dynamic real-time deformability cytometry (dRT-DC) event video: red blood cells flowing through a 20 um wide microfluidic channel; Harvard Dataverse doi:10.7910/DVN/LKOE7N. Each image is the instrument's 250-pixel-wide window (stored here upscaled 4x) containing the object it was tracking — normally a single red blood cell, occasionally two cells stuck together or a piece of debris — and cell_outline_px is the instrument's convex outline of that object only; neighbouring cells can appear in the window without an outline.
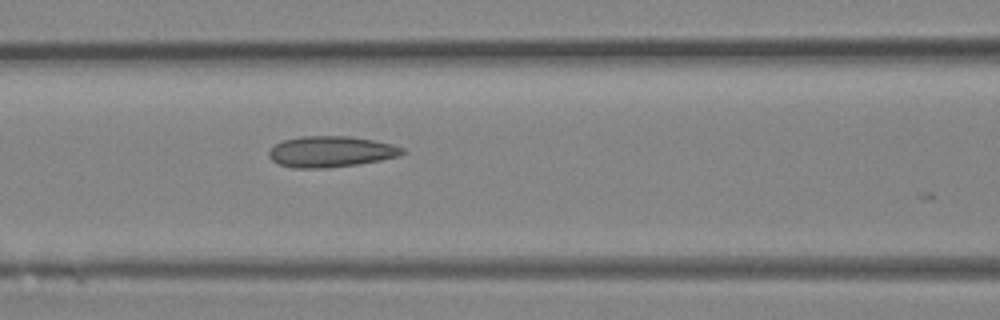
{"species": "Egyptian fruit bat (a non-hibernating species)", "species_latin": "Rousettus aegyptiacus", "temperature_condition": "room temperature", "stored_images_in_passage": 16, "camera_frame_rate_fps": 3000, "um_per_image_px": 0.085, "animal": {"sex": "female"}, "frame": {"image": 1, "passage_image": 15, "time_ms": 4.667, "image_size_px": [1000, 320], "cell_outline_px": [[408, 152], [400, 156], [360, 164], [328, 168], [292, 168], [280, 164], [272, 160], [268, 156], [268, 152], [276, 144], [284, 140], [300, 136], [348, 136], [372, 140], [392, 144], [404, 148]], "centroid_in_image_um": [28.16, 12.89], "position_along_channel_um": 138.4, "area_um2": 24.22}}